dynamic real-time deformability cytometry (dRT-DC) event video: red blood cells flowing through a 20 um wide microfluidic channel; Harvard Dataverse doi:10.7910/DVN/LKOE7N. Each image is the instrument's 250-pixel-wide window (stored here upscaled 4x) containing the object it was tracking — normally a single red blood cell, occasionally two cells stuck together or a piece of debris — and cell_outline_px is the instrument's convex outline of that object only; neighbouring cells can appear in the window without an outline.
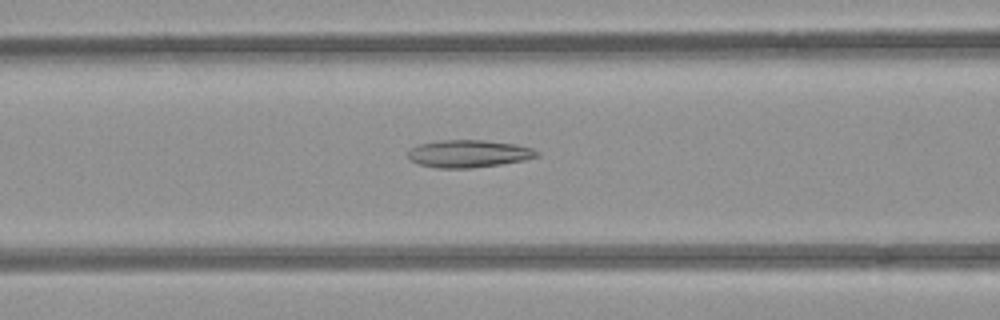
{"species": "common noctule bat (a hibernating species)", "species_latin": "Nyctalus noctula", "temperature_condition": "room temperature", "stored_images_in_passage": 46, "camera_frame_rate_fps": 3000, "um_per_image_px": 0.085, "animal": {"sex": "female", "body_mass_g": 21.9}, "frame": {"image": 1, "passage_image": 15, "time_ms": 4.667, "image_size_px": [1000, 320], "cell_outline_px": [[540, 156], [524, 160], [500, 164], [472, 168], [436, 168], [420, 164], [408, 160], [408, 152], [412, 148], [420, 144], [440, 140], [484, 140], [516, 144], [532, 148], [540, 152]], "centroid_in_image_um": [39.86, 13.06], "position_along_channel_um": 126.7, "area_um2": 20.69}}
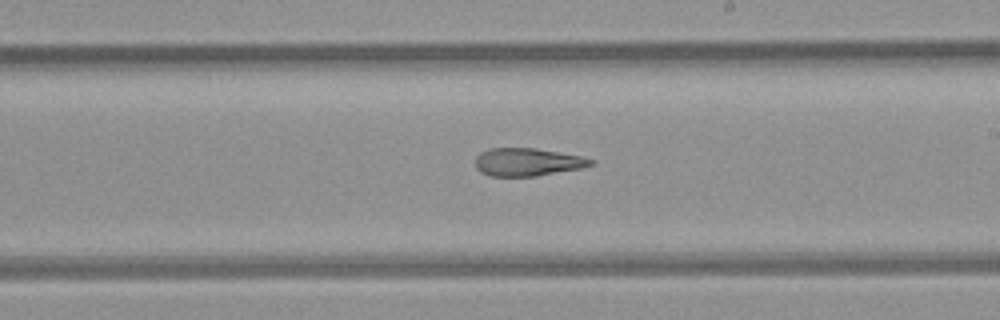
{"frame": {"image": 2, "passage_image": 24, "time_ms": 7.667, "image_size_px": [1000, 320], "cell_outline_px": [[596, 164], [580, 168], [536, 176], [488, 176], [480, 172], [476, 168], [476, 156], [480, 152], [488, 148], [536, 148], [584, 156], [596, 160]], "centroid_in_image_um": [44.86, 13.76], "position_along_channel_um": 244.1, "area_um2": 19.02}}
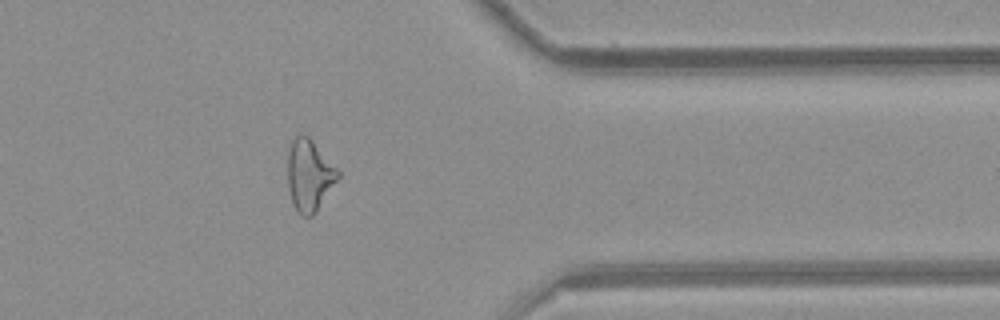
{"frame": {"image": 3, "passage_image": 36, "time_ms": 11.667, "image_size_px": [1000, 320], "cell_outline_px": [[340, 176], [316, 212], [312, 216], [300, 216], [296, 212], [292, 204], [288, 188], [288, 152], [292, 140], [300, 132], [308, 136], [312, 140], [340, 172]], "centroid_in_image_um": [26.27, 14.92], "position_along_channel_um": 385.1, "area_um2": 21.04}, "authors_computed_cell_mechanics": {"area_um2": 21.0392, "velocity_mm_per_s": 3.9271, "shape_relaxation_time_tau1_ms": null, "shape_relaxation_time_tau2_ms": 3.4914, "deformation_change_tau1": null, "deformation_change_tau2": 0.1451}}